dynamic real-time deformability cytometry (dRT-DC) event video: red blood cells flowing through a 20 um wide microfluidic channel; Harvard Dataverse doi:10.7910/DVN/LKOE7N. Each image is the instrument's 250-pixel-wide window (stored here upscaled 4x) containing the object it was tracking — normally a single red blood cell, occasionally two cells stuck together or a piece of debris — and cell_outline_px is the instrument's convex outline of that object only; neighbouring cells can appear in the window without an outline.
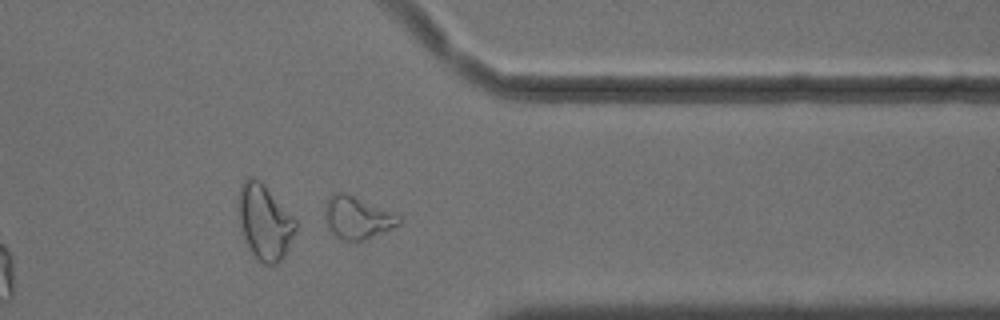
{"species": "common noctule bat (a hibernating species)", "species_latin": "Nyctalus noctula", "temperature_condition": "cold", "stored_images_in_passage": 39, "camera_frame_rate_fps": 3000, "um_per_image_px": 0.085, "animal": {"sex": "male", "body_mass_g": 18.8}, "frame": {"image": 1, "passage_image": 34, "time_ms": 11.0, "image_size_px": [1000, 320], "cell_outline_px": [[400, 224], [392, 228], [356, 244], [344, 240], [336, 236], [328, 228], [324, 220], [324, 208], [328, 196], [332, 192], [344, 192], [400, 216]], "centroid_in_image_um": [30.3, 18.53], "position_along_channel_um": 381.1, "area_um2": 18.44}}